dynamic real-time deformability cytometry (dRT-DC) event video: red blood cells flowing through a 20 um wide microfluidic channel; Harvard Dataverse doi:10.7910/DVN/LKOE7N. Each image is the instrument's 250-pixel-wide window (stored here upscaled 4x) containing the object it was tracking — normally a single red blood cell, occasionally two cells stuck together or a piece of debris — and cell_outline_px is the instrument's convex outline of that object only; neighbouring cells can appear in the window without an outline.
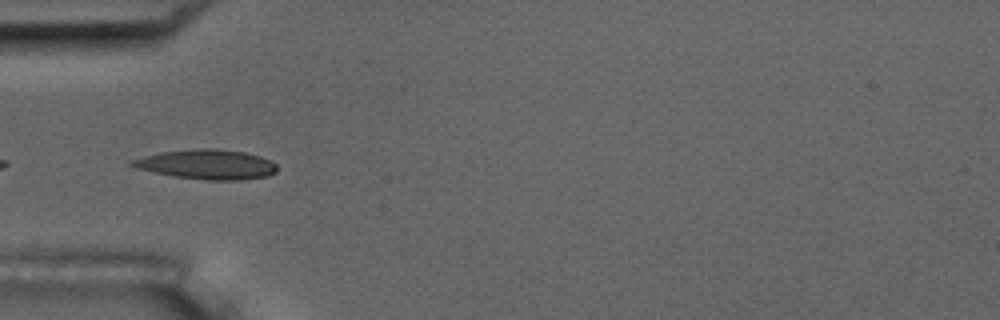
{"species": "common noctule bat (a hibernating species)", "species_latin": "Nyctalus noctula", "temperature_condition": "room temperature", "stored_images_in_passage": 6, "camera_frame_rate_fps": 3000, "um_per_image_px": 0.085, "animal": {"sex": "male", "body_mass_g": 17.5, "forearm_length_mm": 52.3}, "frame": {"image": 1, "passage_image": 5, "time_ms": 5.333, "image_size_px": [1000, 320], "cell_outline_px": [[276, 172], [268, 176], [240, 180], [208, 180], [172, 176], [136, 168], [128, 164], [132, 160], [144, 156], [160, 152], [196, 148], [216, 148], [244, 152], [260, 156], [272, 160], [276, 164]], "centroid_in_image_um": [17.6, 13.97], "position_along_channel_um": 67.4, "area_um2": 25.2}}